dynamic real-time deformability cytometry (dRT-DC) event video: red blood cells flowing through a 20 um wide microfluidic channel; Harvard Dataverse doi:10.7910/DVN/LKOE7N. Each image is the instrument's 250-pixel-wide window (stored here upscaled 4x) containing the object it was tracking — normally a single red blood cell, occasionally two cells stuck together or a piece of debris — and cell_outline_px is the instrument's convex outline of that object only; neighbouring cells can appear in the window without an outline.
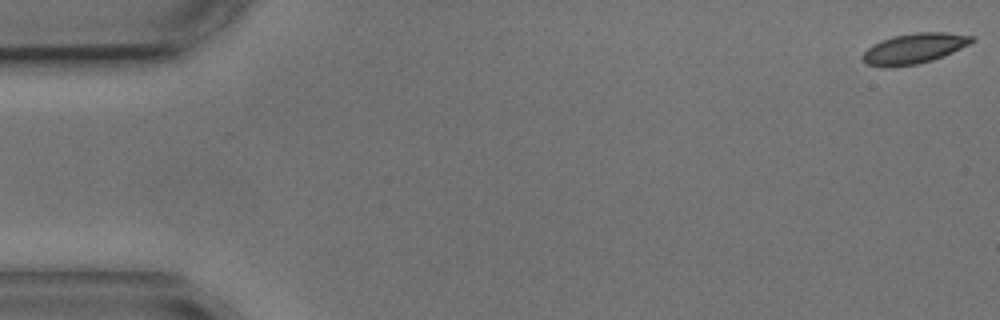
{"species": "common noctule bat (a hibernating species)", "species_latin": "Nyctalus noctula", "temperature_condition": "cold", "stored_images_in_passage": 5, "camera_frame_rate_fps": 3000, "um_per_image_px": 0.085, "animal": {"sex": "male", "body_mass_g": 17.9, "forearm_length_mm": 54.2}, "frame": {"image": 1, "passage_image": 1, "time_ms": 0.0, "image_size_px": [1000, 320], "cell_outline_px": [[976, 40], [944, 56], [932, 60], [916, 64], [888, 68], [884, 68], [868, 64], [860, 56], [872, 44], [880, 40], [896, 36], [916, 32], [944, 32], [972, 36]], "centroid_in_image_um": [77.67, 4.13], "position_along_channel_um": 7.3, "area_um2": 19.19}}